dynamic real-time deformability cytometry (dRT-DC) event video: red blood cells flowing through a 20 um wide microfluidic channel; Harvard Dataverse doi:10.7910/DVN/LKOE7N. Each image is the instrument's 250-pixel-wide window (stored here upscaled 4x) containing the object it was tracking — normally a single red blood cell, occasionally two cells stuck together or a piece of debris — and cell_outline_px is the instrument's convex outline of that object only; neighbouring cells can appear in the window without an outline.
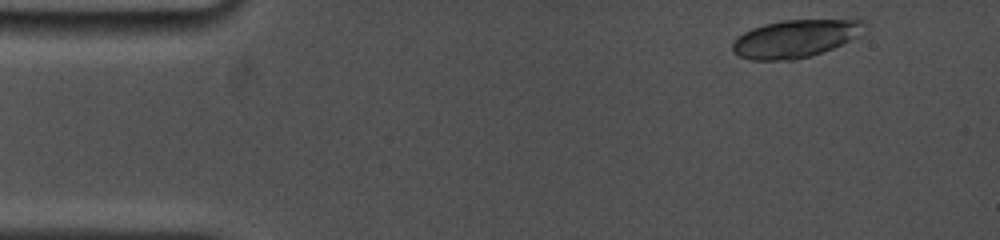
{"species": "common noctule bat (a hibernating species)", "species_latin": "Nyctalus noctula", "temperature_condition": "cold", "stored_images_in_passage": 8, "camera_frame_rate_fps": 5000, "um_per_image_px": 0.085, "animal": {"sex": "female", "body_mass_g": 19.0, "forearm_length_mm": 53.3}, "frame": {"image": 1, "passage_image": 1, "time_ms": 0.0, "image_size_px": [1000, 240], "cell_outline_px": [[868, 24], [856, 36], [832, 48], [796, 60], [752, 60], [740, 56], [732, 52], [732, 44], [736, 36], [752, 28], [764, 24], [780, 20], [856, 16], [864, 20]], "centroid_in_image_um": [67.66, 3.21], "position_along_channel_um": 17.3, "area_um2": 29.94}}